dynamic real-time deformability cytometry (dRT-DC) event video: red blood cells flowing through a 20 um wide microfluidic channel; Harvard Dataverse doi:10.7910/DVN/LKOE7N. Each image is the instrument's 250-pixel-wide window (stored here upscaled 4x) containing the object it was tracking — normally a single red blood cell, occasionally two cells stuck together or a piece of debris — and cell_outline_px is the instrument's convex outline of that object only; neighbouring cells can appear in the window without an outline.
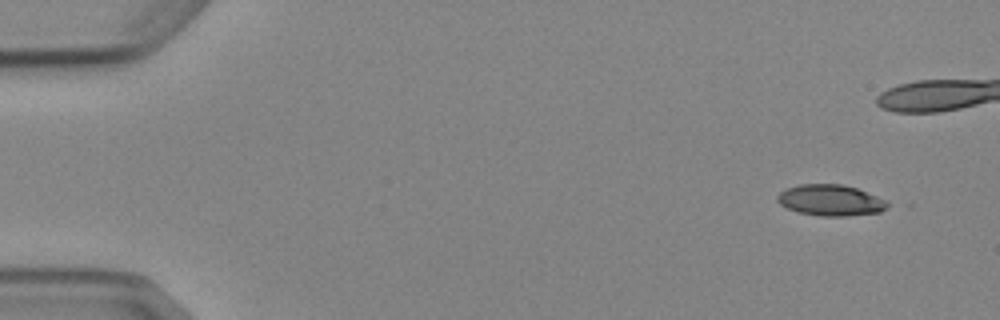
{"species": "Egyptian fruit bat (a non-hibernating species)", "species_latin": "Rousettus aegyptiacus", "temperature_condition": "cold", "stored_images_in_passage": 6, "camera_frame_rate_fps": 3000, "um_per_image_px": 0.085, "animal": {"sex": "female"}, "frame": {"image": 1, "passage_image": 1, "time_ms": 0.0, "image_size_px": [1000, 320], "cell_outline_px": [[892, 204], [888, 208], [880, 212], [844, 216], [820, 216], [796, 212], [780, 204], [776, 200], [776, 196], [784, 188], [800, 184], [840, 184], [856, 188], [876, 196]], "centroid_in_image_um": [70.57, 17.02], "position_along_channel_um": 14.4, "area_um2": 20.06}}